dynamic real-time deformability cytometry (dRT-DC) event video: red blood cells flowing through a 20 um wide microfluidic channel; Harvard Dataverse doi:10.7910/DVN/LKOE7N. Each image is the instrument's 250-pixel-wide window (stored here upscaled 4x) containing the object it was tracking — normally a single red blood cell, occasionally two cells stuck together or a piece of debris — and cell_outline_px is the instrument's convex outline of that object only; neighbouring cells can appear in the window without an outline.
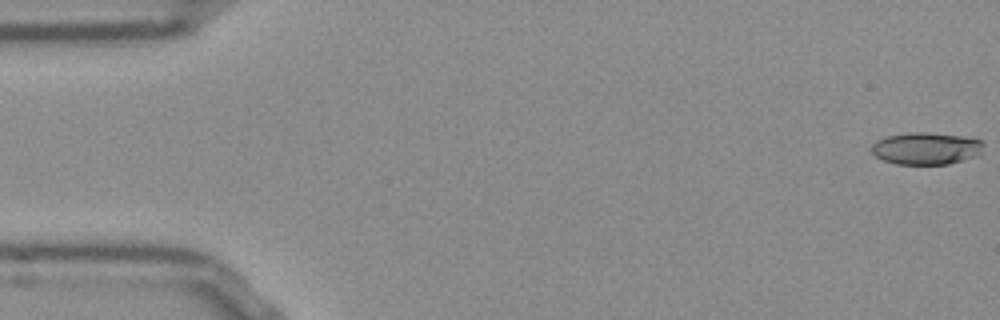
{"species": "Egyptian fruit bat (a non-hibernating species)", "species_latin": "Rousettus aegyptiacus", "temperature_condition": "room temperature", "stored_images_in_passage": 53, "camera_frame_rate_fps": 3000, "um_per_image_px": 0.085, "frame": {"image": 1, "passage_image": 1, "time_ms": 0.0, "image_size_px": [1000, 320], "cell_outline_px": [[984, 144], [980, 152], [976, 156], [964, 160], [948, 164], [896, 164], [884, 160], [876, 156], [872, 152], [872, 144], [876, 140], [888, 136], [912, 132], [924, 132], [960, 136], [980, 140]], "centroid_in_image_um": [78.71, 12.62], "position_along_channel_um": 6.3, "area_um2": 20.75}}
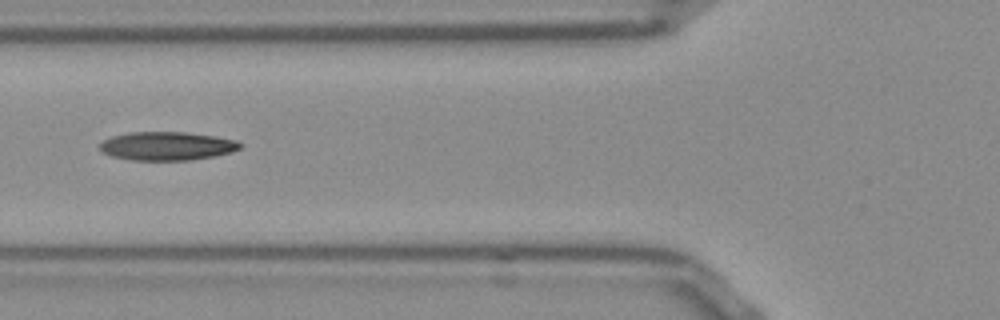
{"frame": {"image": 2, "passage_image": 20, "time_ms": 6.333, "image_size_px": [1000, 320], "cell_outline_px": [[244, 144], [240, 148], [232, 152], [212, 156], [188, 160], [132, 160], [112, 156], [104, 152], [100, 148], [100, 144], [104, 140], [112, 136], [128, 132], [188, 132], [216, 136], [236, 140]], "centroid_in_image_um": [14.22, 12.4], "position_along_channel_um": 111.6, "area_um2": 23.29}}
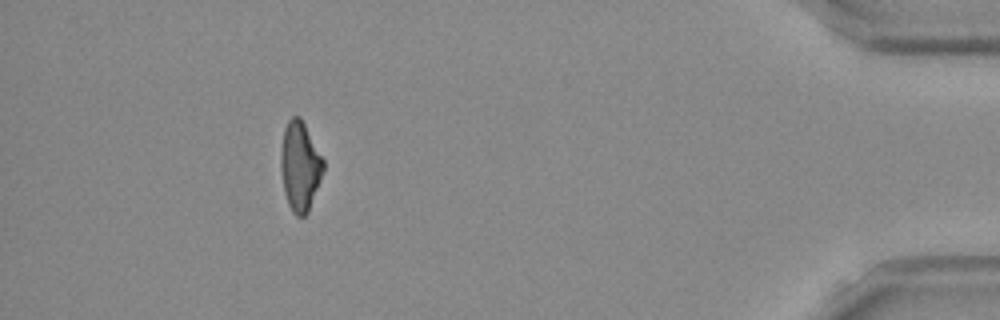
{"frame": {"image": 3, "passage_image": 48, "time_ms": 15.667, "image_size_px": [1000, 320], "cell_outline_px": [[324, 172], [308, 212], [304, 216], [296, 216], [292, 212], [288, 204], [284, 192], [280, 168], [280, 152], [284, 128], [288, 120], [292, 116], [300, 116], [324, 160]], "centroid_in_image_um": [25.49, 14.13], "position_along_channel_um": 409.7, "area_um2": 22.31}, "authors_computed_cell_mechanics": {"area_um2": 22.7732, "velocity_mm_per_s": 3.8637, "shape_relaxation_time_tau1_ms": 10.8253, "shape_relaxation_time_tau2_ms": 3.9397, "deformation_change_tau1": 0.2559, "deformation_change_tau2": 0.1126}}